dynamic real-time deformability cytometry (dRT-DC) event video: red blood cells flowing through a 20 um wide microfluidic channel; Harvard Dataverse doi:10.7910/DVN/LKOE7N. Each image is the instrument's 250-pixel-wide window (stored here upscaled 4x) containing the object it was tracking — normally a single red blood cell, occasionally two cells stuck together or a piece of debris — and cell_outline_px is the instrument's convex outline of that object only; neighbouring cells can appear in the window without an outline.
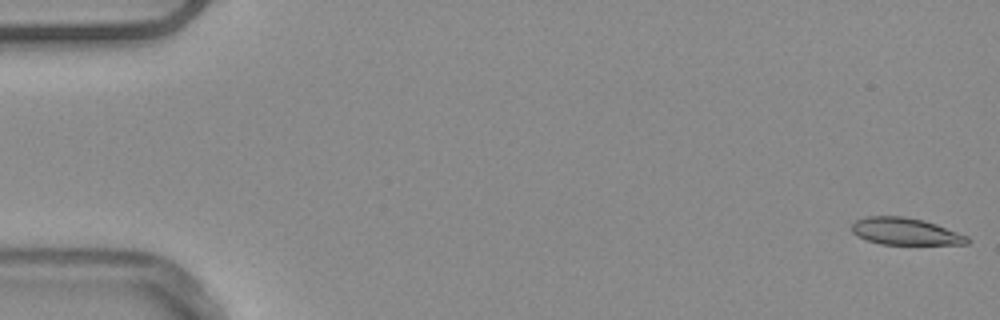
{"species": "common noctule bat (a hibernating species)", "species_latin": "Nyctalus noctula", "temperature_condition": "warm", "stored_images_in_passage": 21, "camera_frame_rate_fps": 3000, "um_per_image_px": 0.085, "animal": {"sex": "male", "body_mass_g": 20.4}, "frame": {"image": 1, "passage_image": 1, "time_ms": 0.0, "image_size_px": [1000, 320], "cell_outline_px": [[972, 240], [968, 244], [880, 244], [868, 240], [852, 232], [852, 224], [856, 220], [868, 216], [904, 216], [924, 220], [936, 224], [968, 236]], "centroid_in_image_um": [76.99, 19.67], "position_along_channel_um": 8.0, "area_um2": 18.09}}
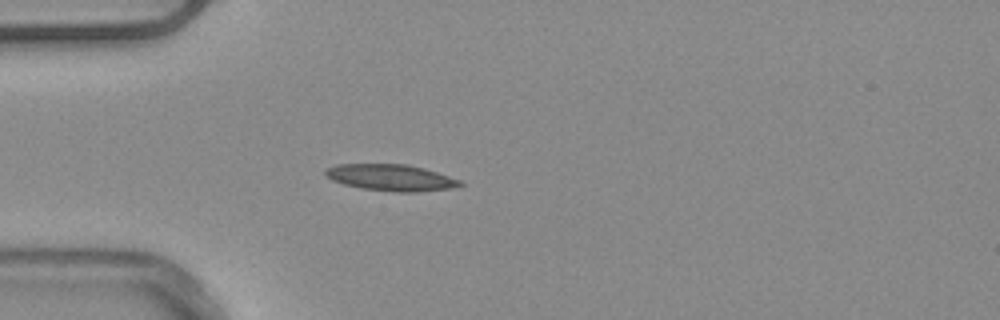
{"frame": {"image": 2, "passage_image": 15, "time_ms": 4.667, "image_size_px": [1000, 320], "cell_outline_px": [[464, 184], [452, 188], [416, 192], [396, 192], [360, 188], [344, 184], [332, 180], [324, 172], [328, 168], [336, 164], [408, 164], [424, 168], [460, 180]], "centroid_in_image_um": [33.23, 15.09], "position_along_channel_um": 51.8, "area_um2": 20.63}}